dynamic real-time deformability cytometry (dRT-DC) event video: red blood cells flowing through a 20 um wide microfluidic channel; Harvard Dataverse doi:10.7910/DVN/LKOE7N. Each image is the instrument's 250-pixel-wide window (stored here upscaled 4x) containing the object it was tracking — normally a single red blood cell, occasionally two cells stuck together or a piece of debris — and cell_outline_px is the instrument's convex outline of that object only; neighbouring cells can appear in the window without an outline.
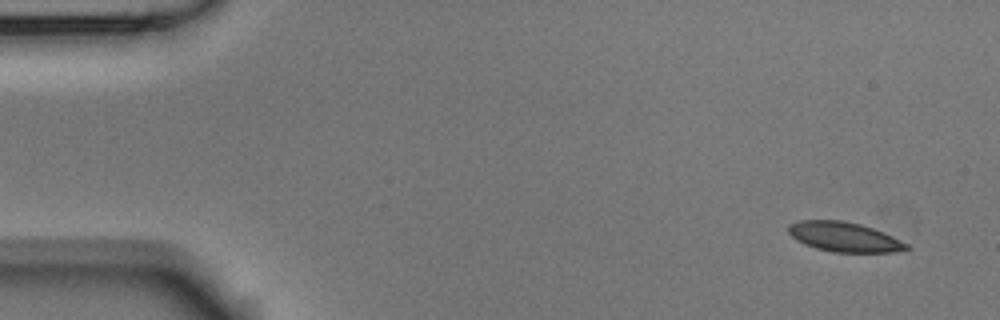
{"species": "Egyptian fruit bat (a non-hibernating species)", "species_latin": "Rousettus aegyptiacus", "temperature_condition": "room temperature", "stored_images_in_passage": 5, "segment_of_instrument_passage": [1, 2], "camera_frame_rate_fps": 3000, "um_per_image_px": 0.085, "animal": {"sex": "male"}, "frame": {"image": 1, "passage_image": 1, "time_ms": 0.0, "image_size_px": [1000, 320], "cell_outline_px": [[912, 248], [892, 252], [832, 252], [816, 248], [804, 244], [796, 240], [788, 232], [788, 224], [800, 220], [840, 220], [860, 224], [872, 228], [892, 236], [908, 244]], "centroid_in_image_um": [71.73, 20.14], "position_along_channel_um": 13.3, "area_um2": 20.35}}
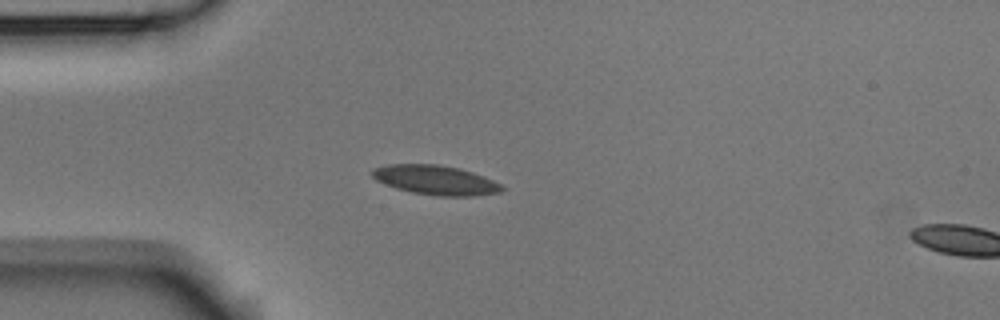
{"frame": {"image": 2, "passage_image": 4, "time_ms": 1.0, "image_size_px": [1000, 320], "cell_outline_px": [[504, 188], [500, 192], [472, 196], [436, 196], [412, 192], [396, 188], [384, 184], [376, 180], [368, 172], [372, 168], [388, 164], [440, 164], [460, 168], [484, 176], [500, 184]], "centroid_in_image_um": [36.97, 15.29], "position_along_channel_um": 48.0, "area_um2": 22.43}}